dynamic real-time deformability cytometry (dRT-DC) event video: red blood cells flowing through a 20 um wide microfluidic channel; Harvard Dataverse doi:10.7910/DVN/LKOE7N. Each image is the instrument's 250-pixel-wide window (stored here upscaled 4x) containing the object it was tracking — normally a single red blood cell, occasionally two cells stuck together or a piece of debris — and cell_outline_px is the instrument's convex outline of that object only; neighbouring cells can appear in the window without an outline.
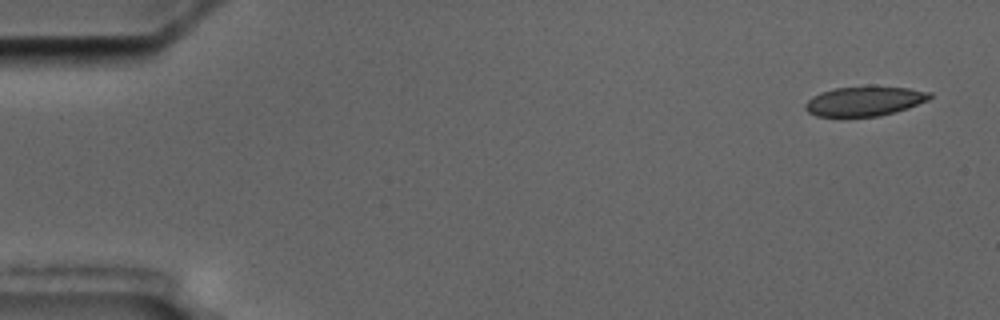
{"species": "common noctule bat (a hibernating species)", "species_latin": "Nyctalus noctula", "temperature_condition": "cold", "stored_images_in_passage": 5, "camera_frame_rate_fps": 3000, "um_per_image_px": 0.085, "animal": {"sex": "male", "body_mass_g": 17.5, "forearm_length_mm": 52.3}, "frame": {"image": 1, "passage_image": 1, "time_ms": 0.0, "image_size_px": [1000, 320], "cell_outline_px": [[932, 96], [928, 100], [908, 108], [896, 112], [880, 116], [816, 116], [808, 112], [804, 108], [804, 104], [812, 96], [820, 92], [836, 88], [908, 88], [932, 92]], "centroid_in_image_um": [73.47, 8.62], "position_along_channel_um": 11.5, "area_um2": 20.98}}
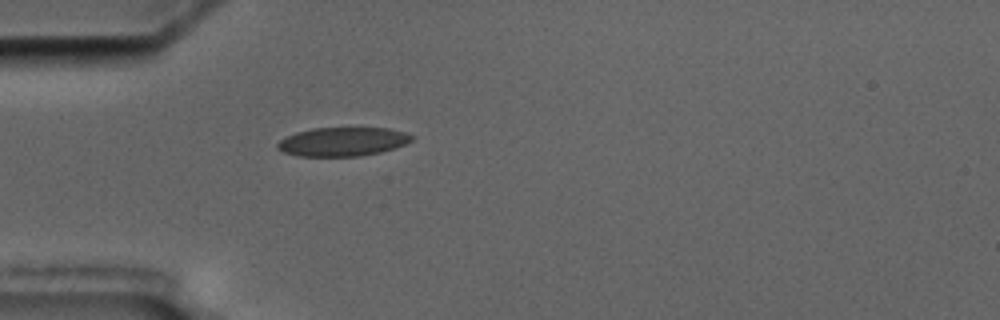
{"frame": {"image": 2, "passage_image": 5, "time_ms": 4.667, "image_size_px": [1000, 320], "cell_outline_px": [[416, 136], [412, 140], [404, 144], [380, 152], [360, 156], [296, 156], [284, 152], [276, 148], [276, 144], [280, 140], [296, 132], [312, 128], [388, 128], [404, 132]], "centroid_in_image_um": [29.11, 12.04], "position_along_channel_um": 55.9, "area_um2": 22.48}}